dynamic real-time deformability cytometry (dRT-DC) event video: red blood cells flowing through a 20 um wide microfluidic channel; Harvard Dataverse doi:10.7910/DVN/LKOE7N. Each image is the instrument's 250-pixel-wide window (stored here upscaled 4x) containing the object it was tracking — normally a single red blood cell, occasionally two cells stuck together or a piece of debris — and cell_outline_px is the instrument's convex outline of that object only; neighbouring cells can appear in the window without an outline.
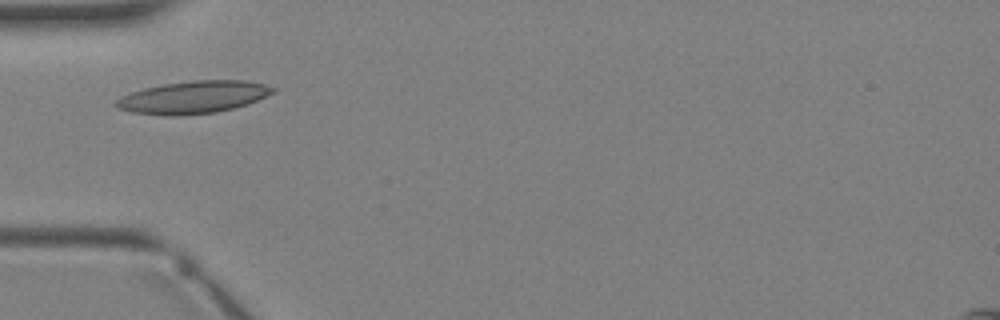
{"species": "Egyptian fruit bat (a non-hibernating species)", "species_latin": "Rousettus aegyptiacus", "temperature_condition": "warm", "stored_images_in_passage": 2, "camera_frame_rate_fps": 3000, "um_per_image_px": 0.085, "animal": {"sex": "female"}, "frame": {"image": 1, "passage_image": 2, "time_ms": 1.333, "image_size_px": [1000, 320], "cell_outline_px": [[276, 92], [248, 104], [216, 112], [184, 116], [168, 116], [132, 112], [116, 108], [112, 104], [120, 96], [144, 88], [164, 84], [192, 80], [244, 80], [264, 84], [276, 88]], "centroid_in_image_um": [16.41, 8.27], "position_along_channel_um": 68.6, "area_um2": 29.88}}